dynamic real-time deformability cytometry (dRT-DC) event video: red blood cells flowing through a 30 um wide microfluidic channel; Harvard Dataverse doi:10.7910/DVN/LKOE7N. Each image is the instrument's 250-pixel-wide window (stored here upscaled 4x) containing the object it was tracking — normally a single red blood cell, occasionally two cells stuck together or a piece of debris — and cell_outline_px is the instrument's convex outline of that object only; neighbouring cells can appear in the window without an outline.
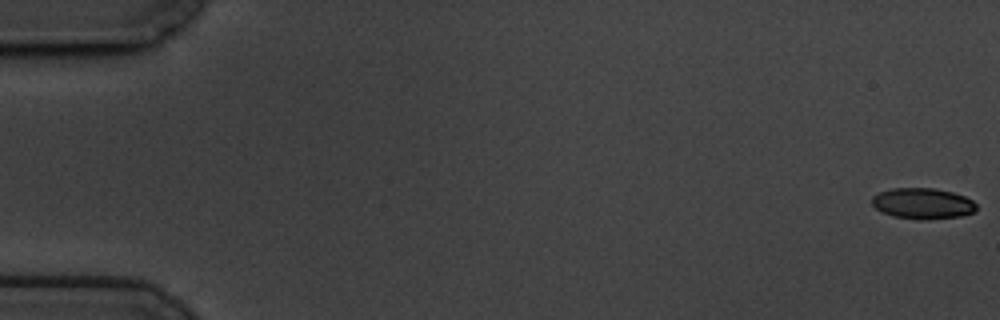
{"species": "common noctule bat (a hibernating species)", "species_latin": "Nyctalus noctula", "temperature_condition": "cold", "stored_images_in_passage": 59, "camera_frame_rate_fps": 3000, "um_per_image_px": 0.085, "animal": {"sex": "male", "body_mass_g": 19.5, "forearm_length_mm": 54.6}, "frame": {"image": 1, "passage_image": 1, "time_ms": 0.0, "image_size_px": [1000, 320], "cell_outline_px": [[976, 212], [960, 216], [924, 220], [916, 220], [892, 216], [876, 208], [872, 204], [872, 196], [880, 192], [892, 188], [932, 188], [952, 192], [964, 196], [972, 200], [976, 204]], "centroid_in_image_um": [78.44, 17.3], "position_along_channel_um": 6.6, "area_um2": 18.84}}
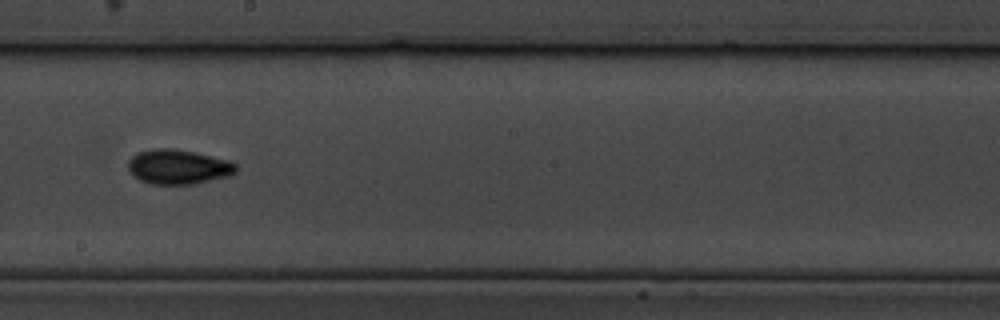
{"frame": {"image": 2, "passage_image": 34, "time_ms": 11.0, "image_size_px": [1000, 320], "cell_outline_px": [[236, 172], [228, 176], [196, 184], [152, 184], [140, 180], [128, 172], [128, 160], [132, 156], [140, 152], [152, 148], [172, 148], [196, 152], [232, 160], [236, 164]], "centroid_in_image_um": [15.16, 14.17], "position_along_channel_um": 233.0, "area_um2": 22.08}}
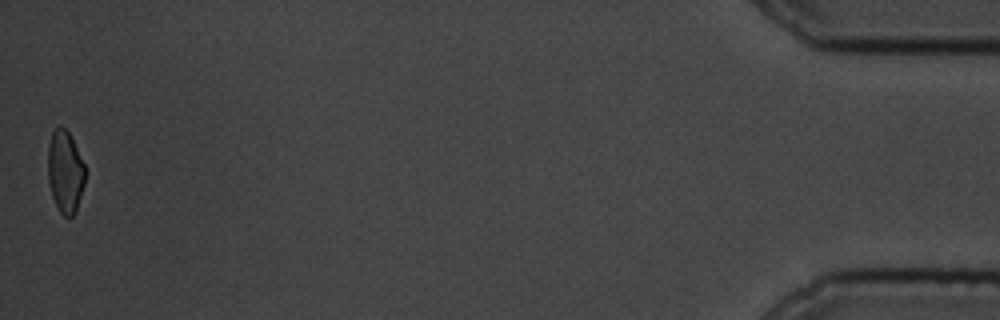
{"frame": {"image": 3, "passage_image": 59, "time_ms": 19.333, "image_size_px": [1000, 320], "cell_outline_px": [[84, 184], [76, 212], [72, 216], [64, 216], [60, 212], [52, 196], [48, 180], [48, 148], [52, 132], [60, 124], [68, 132], [84, 164]], "centroid_in_image_um": [5.53, 14.61], "position_along_channel_um": 429.7, "area_um2": 17.57}, "authors_computed_cell_mechanics": {"area_um2": 19.8254, "velocity_mm_per_s": 3.4359, "shape_relaxation_time_tau1_ms": 3.3858, "shape_relaxation_time_tau2_ms": 2.6688, "deformation_change_tau1": 0.0974, "deformation_change_tau2": 0.0583}}